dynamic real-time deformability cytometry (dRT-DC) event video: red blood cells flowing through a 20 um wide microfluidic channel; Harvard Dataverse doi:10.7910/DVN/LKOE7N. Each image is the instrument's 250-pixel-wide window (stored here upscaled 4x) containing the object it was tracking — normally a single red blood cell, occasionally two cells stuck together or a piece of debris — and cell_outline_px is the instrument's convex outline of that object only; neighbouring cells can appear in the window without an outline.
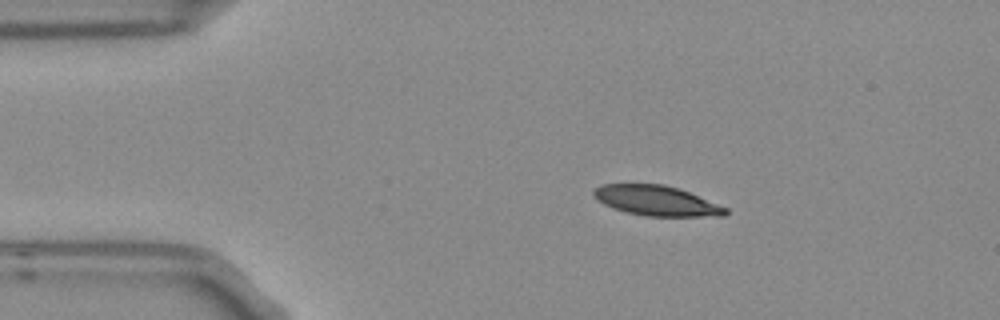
{"species": "Egyptian fruit bat (a non-hibernating species)", "species_latin": "Rousettus aegyptiacus", "temperature_condition": "room temperature", "stored_images_in_passage": 7, "camera_frame_rate_fps": 3000, "um_per_image_px": 0.085, "frame": {"image": 1, "passage_image": 2, "time_ms": 0.333, "image_size_px": [1000, 320], "cell_outline_px": [[728, 212], [724, 216], [644, 216], [612, 208], [596, 200], [592, 192], [596, 188], [604, 184], [664, 184], [680, 188], [728, 208]], "centroid_in_image_um": [55.81, 17.06], "position_along_channel_um": 29.2, "area_um2": 23.12}}
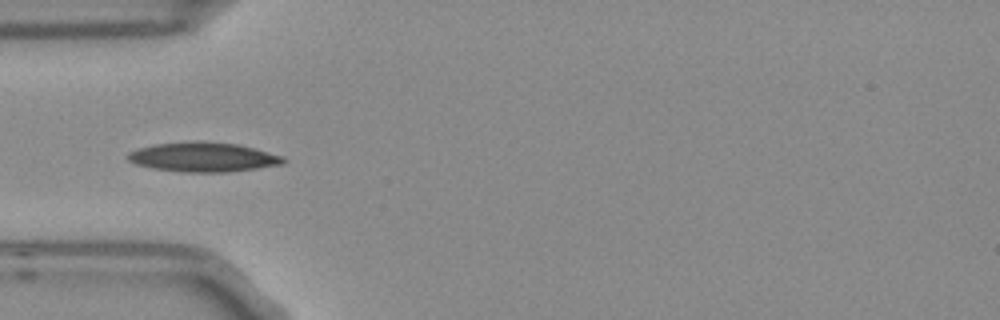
{"frame": {"image": 2, "passage_image": 4, "time_ms": 1.0, "image_size_px": [1000, 320], "cell_outline_px": [[288, 160], [284, 164], [228, 172], [184, 172], [156, 168], [136, 164], [128, 160], [128, 152], [140, 148], [156, 144], [236, 144], [284, 156]], "centroid_in_image_um": [17.34, 13.4], "position_along_channel_um": 67.7, "area_um2": 25.37}}
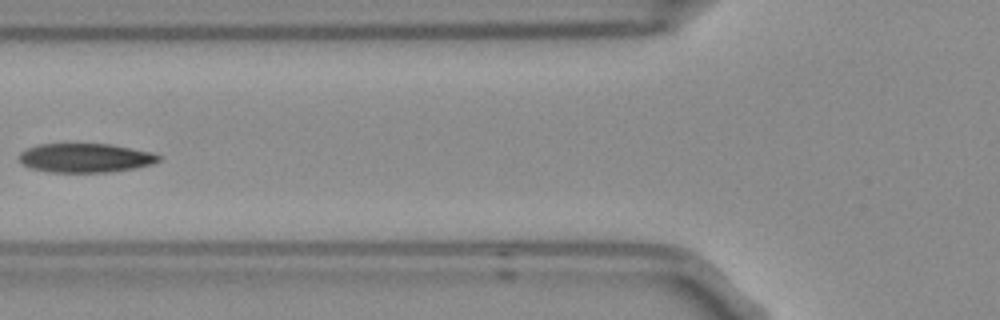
{"frame": {"image": 3, "passage_image": 5, "time_ms": 1.333, "image_size_px": [1000, 320], "cell_outline_px": [[160, 160], [152, 164], [132, 168], [108, 172], [48, 172], [32, 168], [24, 164], [20, 160], [20, 152], [36, 144], [112, 144], [152, 152], [160, 156]], "centroid_in_image_um": [7.26, 13.41], "position_along_channel_um": 118.5, "area_um2": 23.47}}